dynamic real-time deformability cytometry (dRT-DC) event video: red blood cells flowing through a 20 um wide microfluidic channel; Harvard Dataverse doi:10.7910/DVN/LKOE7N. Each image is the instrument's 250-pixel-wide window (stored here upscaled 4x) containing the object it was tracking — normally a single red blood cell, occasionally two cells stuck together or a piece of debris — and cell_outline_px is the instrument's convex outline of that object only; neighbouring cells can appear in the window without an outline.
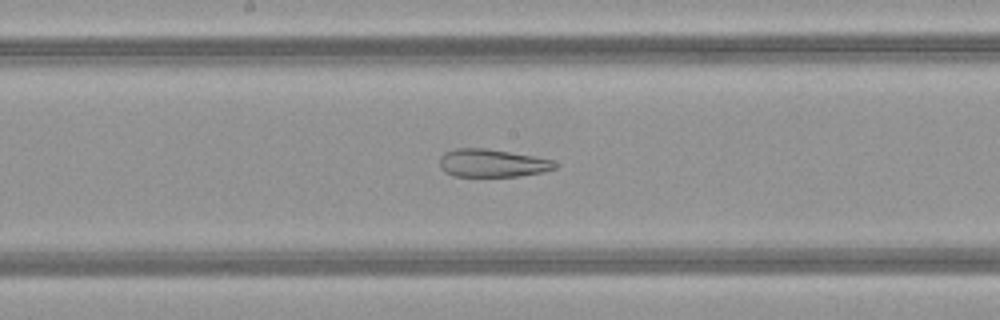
{"species": "common noctule bat (a hibernating species)", "species_latin": "Nyctalus noctula", "temperature_condition": "warm", "stored_images_in_passage": 48, "camera_frame_rate_fps": 3000, "um_per_image_px": 0.085, "animal": {"sex": "female", "body_mass_g": 21.9}, "frame": {"image": 1, "passage_image": 25, "time_ms": 8.0, "image_size_px": [1000, 320], "cell_outline_px": [[560, 164], [556, 168], [544, 172], [520, 176], [452, 176], [444, 172], [440, 168], [440, 156], [444, 152], [456, 148], [484, 148], [532, 156], [552, 160]], "centroid_in_image_um": [41.83, 13.87], "position_along_channel_um": 206.4, "area_um2": 18.84}}
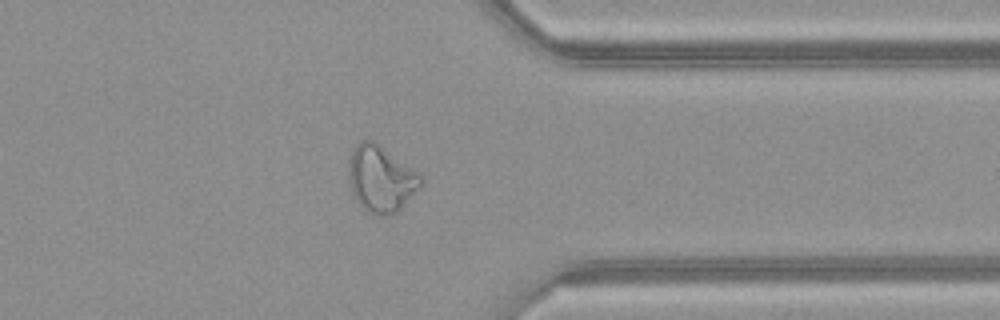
{"frame": {"image": 2, "passage_image": 38, "time_ms": 12.333, "image_size_px": [1000, 320], "cell_outline_px": [[424, 184], [392, 216], [376, 216], [368, 212], [356, 200], [348, 184], [348, 164], [352, 148], [360, 140], [372, 140], [420, 172], [424, 180]], "centroid_in_image_um": [32.38, 15.21], "position_along_channel_um": 379.0, "area_um2": 28.38}}
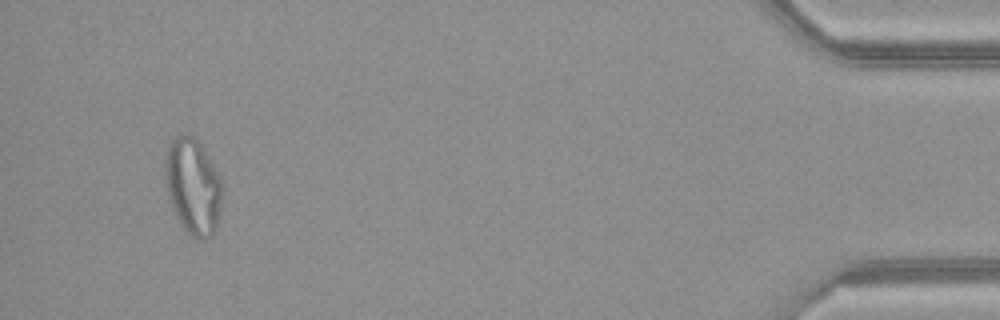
{"frame": {"image": 3, "passage_image": 46, "time_ms": 15.0, "image_size_px": [1000, 320], "cell_outline_px": [[224, 188], [216, 232], [212, 236], [204, 240], [200, 240], [188, 236], [180, 224], [176, 216], [168, 196], [164, 172], [164, 164], [168, 144], [176, 136], [188, 132], [196, 136], [224, 184]], "centroid_in_image_um": [16.42, 15.86], "position_along_channel_um": 418.8, "area_um2": 32.83}, "authors_computed_cell_mechanics": {"area_um2": 28.5243, "velocity_mm_per_s": 4.1631, "shape_relaxation_time_tau1_ms": null, "shape_relaxation_time_tau2_ms": 2.0837, "deformation_change_tau1": null, "deformation_change_tau2": 0.1217}}